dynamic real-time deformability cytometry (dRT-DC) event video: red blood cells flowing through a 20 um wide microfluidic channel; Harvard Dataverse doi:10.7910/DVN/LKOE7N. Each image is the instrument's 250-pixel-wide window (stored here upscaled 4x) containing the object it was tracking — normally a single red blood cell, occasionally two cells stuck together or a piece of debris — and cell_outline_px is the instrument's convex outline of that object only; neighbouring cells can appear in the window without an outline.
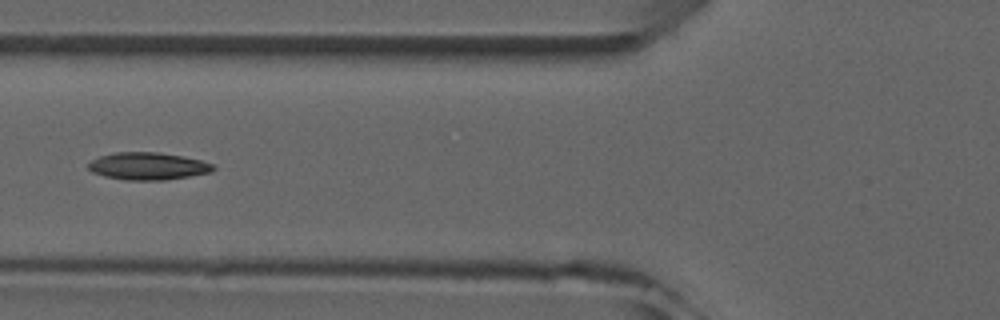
{"species": "common noctule bat (a hibernating species)", "species_latin": "Nyctalus noctula", "temperature_condition": "room temperature", "stored_images_in_passage": 5, "camera_frame_rate_fps": 3000, "um_per_image_px": 0.085, "animal": {"sex": "male", "forearm_length_mm": 52.5}, "frame": {"image": 1, "passage_image": 5, "time_ms": 5.333, "image_size_px": [1000, 320], "cell_outline_px": [[216, 168], [212, 172], [164, 180], [128, 180], [104, 176], [92, 172], [88, 168], [88, 164], [92, 160], [100, 156], [116, 152], [160, 152], [184, 156], [200, 160], [212, 164]], "centroid_in_image_um": [12.58, 14.11], "position_along_channel_um": 113.2, "area_um2": 19.88}}